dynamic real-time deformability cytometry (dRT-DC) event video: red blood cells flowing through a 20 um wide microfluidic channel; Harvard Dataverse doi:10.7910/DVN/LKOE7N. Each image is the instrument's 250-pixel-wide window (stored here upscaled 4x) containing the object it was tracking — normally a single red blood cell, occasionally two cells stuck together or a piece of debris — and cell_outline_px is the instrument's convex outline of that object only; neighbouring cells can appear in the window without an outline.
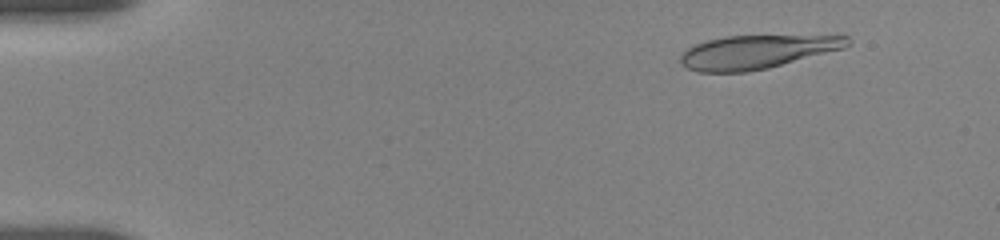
{"species": "human", "species_latin": "Homo sapiens", "temperature_condition": "room temperature", "stored_images_in_passage": 19, "camera_frame_rate_fps": 3000, "um_per_image_px": 0.085, "donor": {"sex": "female"}, "frame": {"image": 1, "passage_image": 3, "time_ms": 0.667, "image_size_px": [1000, 240], "cell_outline_px": [[852, 44], [844, 48], [768, 68], [748, 72], [700, 72], [688, 68], [680, 64], [680, 56], [688, 48], [696, 44], [708, 40], [724, 36], [848, 36], [852, 40]], "centroid_in_image_um": [64.33, 4.42], "position_along_channel_um": 20.7, "area_um2": 32.43}}
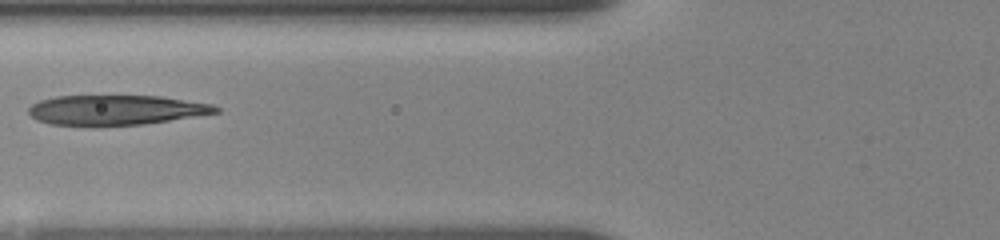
{"frame": {"image": 2, "passage_image": 15, "time_ms": 6.0, "image_size_px": [1000, 240], "cell_outline_px": [[220, 112], [144, 124], [52, 124], [36, 120], [28, 112], [28, 108], [32, 104], [40, 100], [56, 96], [160, 96], [212, 104], [220, 108]], "centroid_in_image_um": [9.86, 9.33], "position_along_channel_um": 115.9, "area_um2": 31.91}}
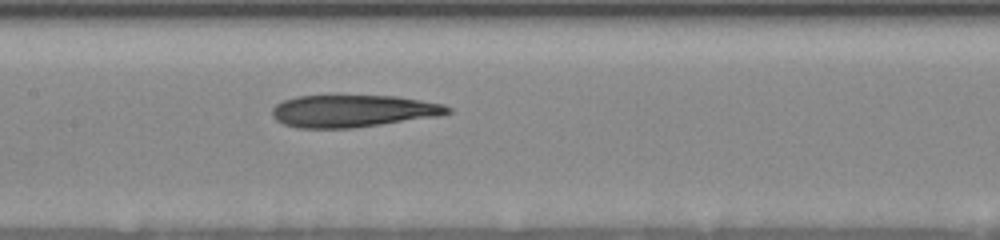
{"frame": {"image": 3, "passage_image": 19, "time_ms": 7.667, "image_size_px": [1000, 240], "cell_outline_px": [[452, 112], [440, 116], [352, 128], [300, 128], [284, 124], [276, 120], [272, 116], [272, 108], [276, 104], [284, 100], [296, 96], [396, 96], [444, 104], [452, 108]], "centroid_in_image_um": [30.02, 9.44], "position_along_channel_um": 177.4, "area_um2": 32.95}}